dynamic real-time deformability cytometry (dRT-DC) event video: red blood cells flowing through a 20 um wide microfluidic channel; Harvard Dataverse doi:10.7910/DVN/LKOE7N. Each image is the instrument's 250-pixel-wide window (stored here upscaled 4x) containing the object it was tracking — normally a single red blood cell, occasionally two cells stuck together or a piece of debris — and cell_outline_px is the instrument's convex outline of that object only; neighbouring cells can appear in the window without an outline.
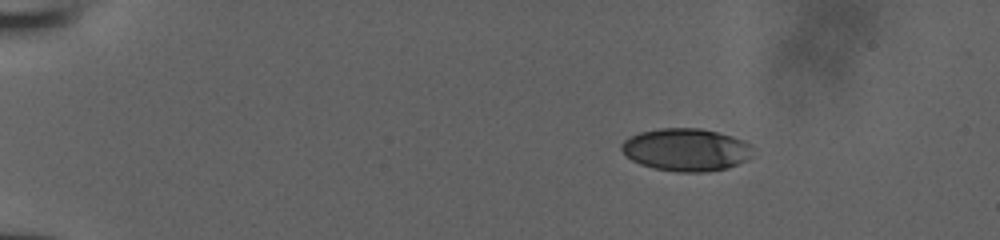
{"species": "human", "species_latin": "Homo sapiens", "temperature_condition": "room temperature", "stored_images_in_passage": 44, "camera_frame_rate_fps": 3000, "um_per_image_px": 0.085, "donor": {"sex": "male"}, "frame": {"image": 1, "passage_image": 1, "time_ms": 0.0, "image_size_px": [1000, 240], "cell_outline_px": [[752, 156], [736, 164], [724, 168], [700, 172], [680, 172], [652, 168], [640, 164], [632, 160], [620, 148], [620, 144], [624, 140], [640, 132], [660, 128], [700, 128], [732, 136], [744, 140], [752, 148]], "centroid_in_image_um": [58.29, 12.72], "position_along_channel_um": 26.7, "area_um2": 32.31}}
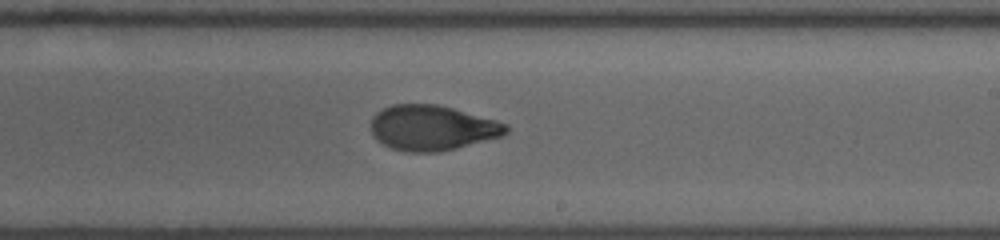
{"frame": {"image": 2, "passage_image": 25, "time_ms": 8.0, "image_size_px": [1000, 240], "cell_outline_px": [[508, 132], [500, 136], [456, 148], [440, 152], [408, 152], [392, 148], [376, 140], [372, 132], [372, 116], [376, 112], [392, 104], [436, 104], [452, 108], [496, 120], [508, 124]], "centroid_in_image_um": [36.72, 10.86], "position_along_channel_um": 252.3, "area_um2": 35.37}}
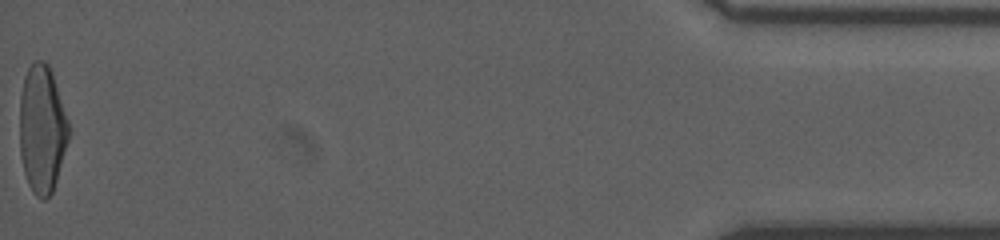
{"frame": {"image": 3, "passage_image": 44, "time_ms": 14.333, "image_size_px": [1000, 240], "cell_outline_px": [[68, 140], [56, 180], [52, 192], [44, 200], [40, 200], [32, 192], [28, 184], [24, 172], [20, 156], [20, 96], [24, 76], [28, 68], [36, 60], [44, 60], [48, 64], [52, 72], [68, 120]], "centroid_in_image_um": [3.56, 10.97], "position_along_channel_um": 431.6, "area_um2": 36.41}}